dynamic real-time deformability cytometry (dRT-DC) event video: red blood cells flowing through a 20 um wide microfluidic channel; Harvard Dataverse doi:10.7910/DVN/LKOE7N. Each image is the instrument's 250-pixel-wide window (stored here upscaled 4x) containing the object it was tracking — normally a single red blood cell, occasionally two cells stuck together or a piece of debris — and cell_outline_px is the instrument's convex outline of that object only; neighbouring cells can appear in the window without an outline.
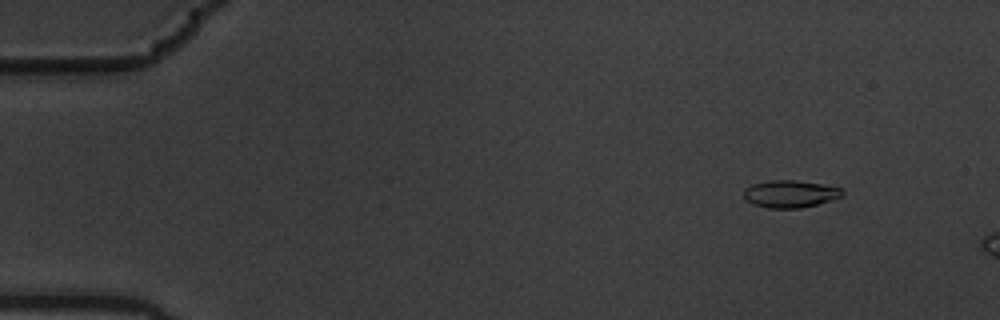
{"species": "common noctule bat (a hibernating species)", "species_latin": "Nyctalus noctula", "temperature_condition": "warm", "stored_images_in_passage": 4, "camera_frame_rate_fps": 3000, "um_per_image_px": 0.085, "animal": {"sex": "male", "body_mass_g": 19.5, "forearm_length_mm": 54.6}, "frame": {"image": 1, "passage_image": 2, "time_ms": 0.333, "image_size_px": [1000, 320], "cell_outline_px": [[844, 192], [840, 196], [832, 200], [800, 208], [768, 208], [752, 204], [744, 196], [744, 188], [752, 184], [768, 180], [792, 180], [820, 184], [840, 188]], "centroid_in_image_um": [67.12, 16.48], "position_along_channel_um": 17.9, "area_um2": 15.49}}